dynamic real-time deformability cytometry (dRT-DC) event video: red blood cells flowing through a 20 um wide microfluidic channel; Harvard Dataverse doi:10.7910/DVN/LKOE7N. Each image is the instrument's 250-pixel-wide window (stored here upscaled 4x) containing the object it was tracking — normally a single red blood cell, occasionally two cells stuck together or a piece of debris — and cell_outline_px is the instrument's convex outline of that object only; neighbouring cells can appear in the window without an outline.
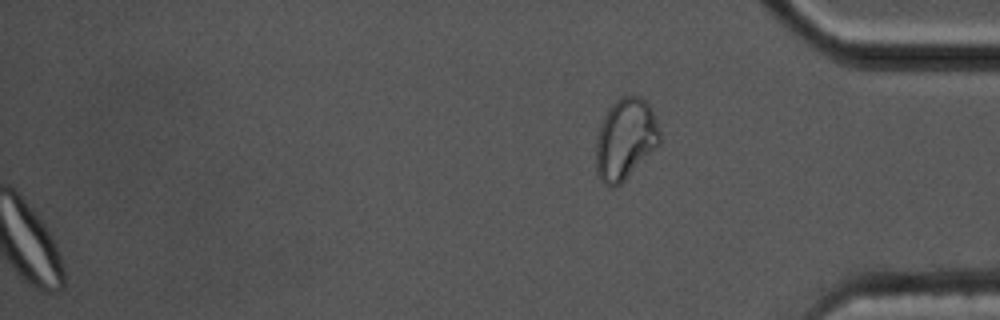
{"species": "common noctule bat (a hibernating species)", "species_latin": "Nyctalus noctula", "temperature_condition": "cold", "stored_images_in_passage": 49, "segment_of_instrument_passage": [2, 2], "camera_frame_rate_fps": 3000, "um_per_image_px": 0.085, "animal": {"sex": "male", "body_mass_g": 17.5, "forearm_length_mm": 52.3}, "frame": {"image": 1, "passage_image": 49, "time_ms": 16.0, "image_size_px": [1000, 320], "cell_outline_px": [[660, 144], [620, 184], [612, 188], [604, 184], [596, 176], [596, 140], [600, 124], [608, 108], [616, 100], [624, 96], [640, 96], [648, 104], [656, 120], [660, 132]], "centroid_in_image_um": [53.13, 11.84], "position_along_channel_um": 382.1, "area_um2": 30.11}}